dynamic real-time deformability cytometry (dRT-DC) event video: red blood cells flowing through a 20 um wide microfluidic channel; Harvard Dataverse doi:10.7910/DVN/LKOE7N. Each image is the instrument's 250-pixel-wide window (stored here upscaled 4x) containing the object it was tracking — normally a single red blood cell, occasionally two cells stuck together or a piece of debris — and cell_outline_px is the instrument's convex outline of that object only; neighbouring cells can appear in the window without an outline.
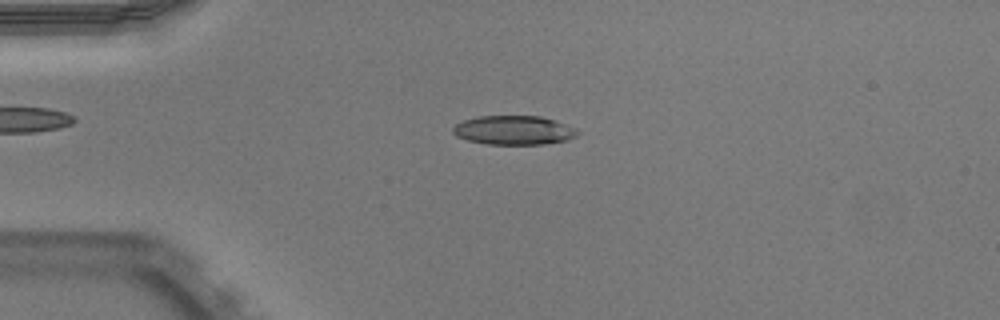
{"species": "Egyptian fruit bat (a non-hibernating species)", "species_latin": "Rousettus aegyptiacus", "temperature_condition": "warm", "stored_images_in_passage": 47, "camera_frame_rate_fps": 3000, "um_per_image_px": 0.085, "animal": {"sex": "male"}, "frame": {"image": 1, "passage_image": 9, "time_ms": 2.667, "image_size_px": [1000, 320], "cell_outline_px": [[580, 132], [576, 136], [568, 140], [544, 144], [488, 144], [468, 140], [456, 136], [452, 132], [452, 128], [456, 124], [464, 120], [476, 116], [540, 116], [556, 120], [576, 128]], "centroid_in_image_um": [43.69, 11.06], "position_along_channel_um": 41.3, "area_um2": 21.21}}
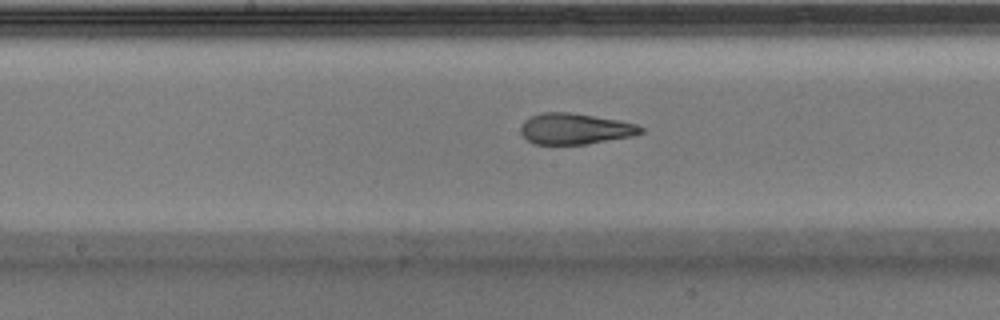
{"frame": {"image": 2, "passage_image": 23, "time_ms": 7.333, "image_size_px": [1000, 320], "cell_outline_px": [[644, 132], [632, 136], [588, 144], [532, 144], [520, 132], [520, 128], [524, 120], [540, 112], [568, 112], [620, 120], [636, 124], [644, 128]], "centroid_in_image_um": [48.88, 10.95], "position_along_channel_um": 199.3, "area_um2": 21.73}}
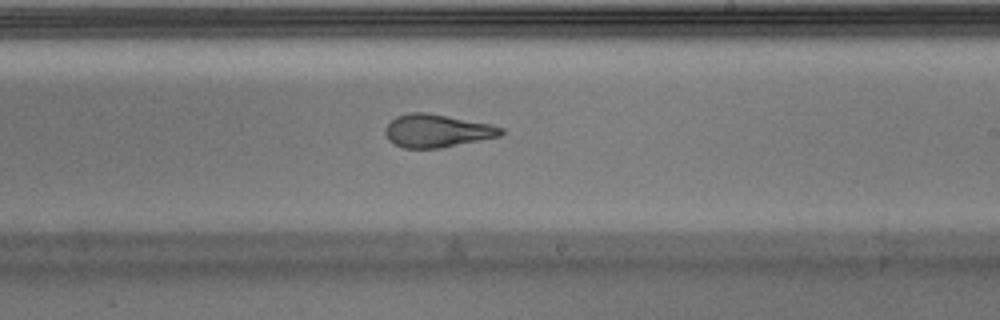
{"frame": {"image": 3, "passage_image": 27, "time_ms": 8.667, "image_size_px": [1000, 320], "cell_outline_px": [[504, 132], [500, 136], [440, 148], [404, 148], [388, 140], [384, 132], [384, 128], [396, 116], [408, 112], [428, 112], [492, 124], [504, 128]], "centroid_in_image_um": [37.14, 11.1], "position_along_channel_um": 251.9, "area_um2": 22.37}, "authors_computed_cell_mechanics": {"area_um2": 22.5998, "velocity_mm_per_s": 3.9523, "shape_relaxation_time_tau1_ms": 5.1779, "shape_relaxation_time_tau2_ms": 1.4169, "deformation_change_tau1": 0.1831, "deformation_change_tau2": 0.0964}}